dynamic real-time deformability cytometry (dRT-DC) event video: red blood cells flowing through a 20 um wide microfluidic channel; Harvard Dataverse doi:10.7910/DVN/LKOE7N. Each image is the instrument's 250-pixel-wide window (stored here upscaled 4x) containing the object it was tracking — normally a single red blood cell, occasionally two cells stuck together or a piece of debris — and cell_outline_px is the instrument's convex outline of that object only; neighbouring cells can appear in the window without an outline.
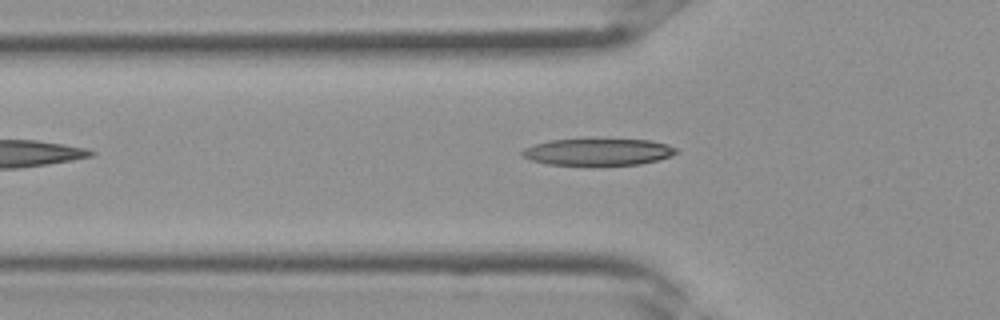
{"species": "Egyptian fruit bat (a non-hibernating species)", "species_latin": "Rousettus aegyptiacus", "temperature_condition": "room temperature", "stored_images_in_passage": 3, "camera_frame_rate_fps": 3000, "um_per_image_px": 0.085, "frame": {"image": 1, "passage_image": 3, "time_ms": 0.667, "image_size_px": [1000, 320], "cell_outline_px": [[680, 152], [672, 156], [640, 164], [592, 168], [548, 164], [532, 160], [524, 156], [520, 152], [524, 148], [548, 140], [584, 136], [648, 140], [668, 144], [676, 148]], "centroid_in_image_um": [50.83, 12.9], "position_along_channel_um": 75.0, "area_um2": 26.24}}